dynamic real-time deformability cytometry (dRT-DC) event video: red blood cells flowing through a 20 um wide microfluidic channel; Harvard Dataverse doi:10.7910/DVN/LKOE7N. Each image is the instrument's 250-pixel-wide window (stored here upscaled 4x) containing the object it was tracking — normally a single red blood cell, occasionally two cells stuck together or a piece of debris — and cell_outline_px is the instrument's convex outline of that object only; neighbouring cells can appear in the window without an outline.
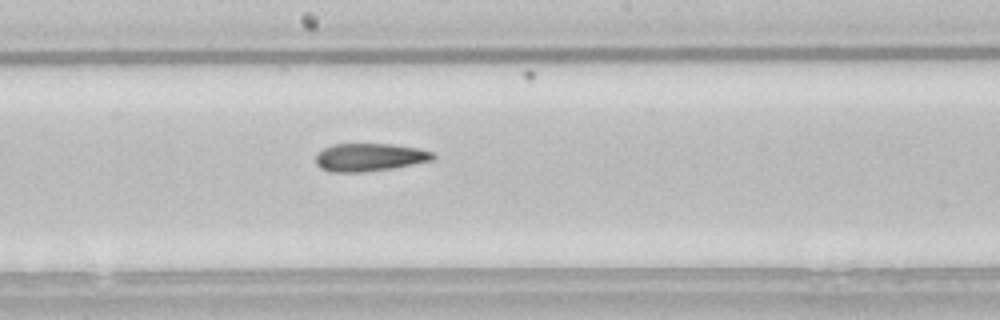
{"species": "common noctule bat (a hibernating species)", "species_latin": "Nyctalus noctula", "temperature_condition": "room temperature", "stored_images_in_passage": 7, "camera_frame_rate_fps": 3000, "um_per_image_px": 0.085, "animal": {"sex": "male", "body_mass_g": 21.5, "forearm_length_mm": 52.0}, "frame": {"image": 1, "passage_image": 7, "time_ms": 2.0, "image_size_px": [1000, 320], "cell_outline_px": [[436, 156], [432, 160], [412, 164], [364, 172], [332, 172], [320, 168], [316, 164], [316, 156], [324, 148], [332, 144], [392, 144], [420, 148], [432, 152]], "centroid_in_image_um": [31.4, 13.36], "position_along_channel_um": 216.8, "area_um2": 18.9}}